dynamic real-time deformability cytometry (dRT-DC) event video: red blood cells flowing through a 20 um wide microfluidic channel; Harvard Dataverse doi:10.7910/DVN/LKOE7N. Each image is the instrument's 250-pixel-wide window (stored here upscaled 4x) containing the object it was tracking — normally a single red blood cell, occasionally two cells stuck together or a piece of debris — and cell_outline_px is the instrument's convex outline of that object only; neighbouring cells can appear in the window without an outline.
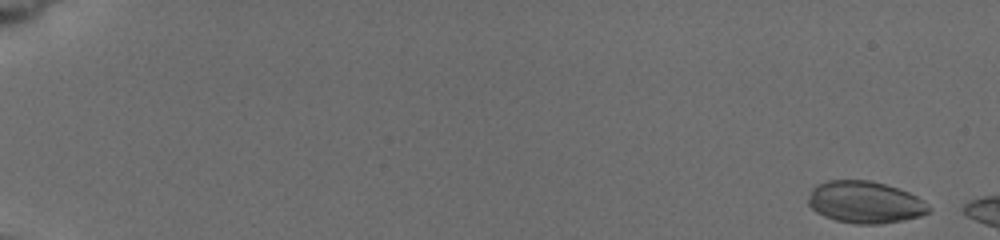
{"species": "common noctule bat (a hibernating species)", "species_latin": "Nyctalus noctula", "temperature_condition": "cold", "stored_images_in_passage": 53, "camera_frame_rate_fps": 3000, "um_per_image_px": 0.085, "animal": {"sex": "female", "body_mass_g": 19.5, "forearm_length_mm": 54.1}, "frame": {"image": 1, "passage_image": 3, "time_ms": 0.333, "image_size_px": [1000, 240], "cell_outline_px": [[932, 212], [920, 216], [904, 220], [880, 224], [856, 224], [836, 220], [824, 216], [816, 212], [808, 204], [808, 196], [812, 188], [816, 184], [828, 180], [868, 180], [884, 184], [908, 192], [924, 200], [932, 208]], "centroid_in_image_um": [73.54, 17.19], "position_along_channel_um": 11.5, "area_um2": 29.65}}
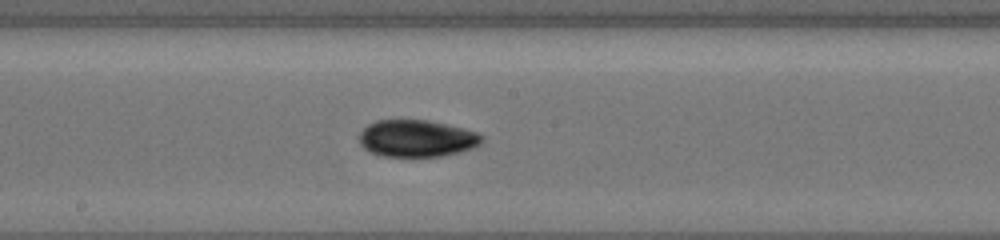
{"frame": {"image": 2, "passage_image": 33, "time_ms": 10.333, "image_size_px": [1000, 240], "cell_outline_px": [[484, 140], [480, 144], [472, 148], [460, 152], [444, 156], [384, 156], [368, 152], [360, 144], [360, 132], [368, 124], [376, 120], [400, 116], [428, 120], [464, 128], [476, 132], [484, 136]], "centroid_in_image_um": [35.4, 11.72], "position_along_channel_um": 212.8, "area_um2": 27.28}}
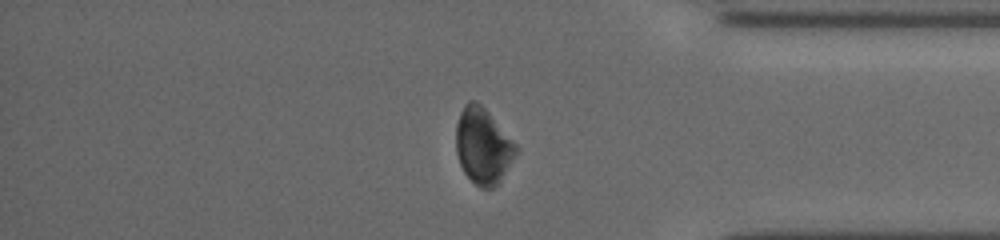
{"frame": {"image": 3, "passage_image": 48, "time_ms": 15.333, "image_size_px": [1000, 240], "cell_outline_px": [[520, 148], [500, 180], [492, 188], [480, 188], [464, 172], [460, 164], [456, 152], [456, 124], [460, 112], [464, 104], [468, 100], [476, 100], [488, 112]], "centroid_in_image_um": [41.04, 12.38], "position_along_channel_um": 394.2, "area_um2": 26.36}}